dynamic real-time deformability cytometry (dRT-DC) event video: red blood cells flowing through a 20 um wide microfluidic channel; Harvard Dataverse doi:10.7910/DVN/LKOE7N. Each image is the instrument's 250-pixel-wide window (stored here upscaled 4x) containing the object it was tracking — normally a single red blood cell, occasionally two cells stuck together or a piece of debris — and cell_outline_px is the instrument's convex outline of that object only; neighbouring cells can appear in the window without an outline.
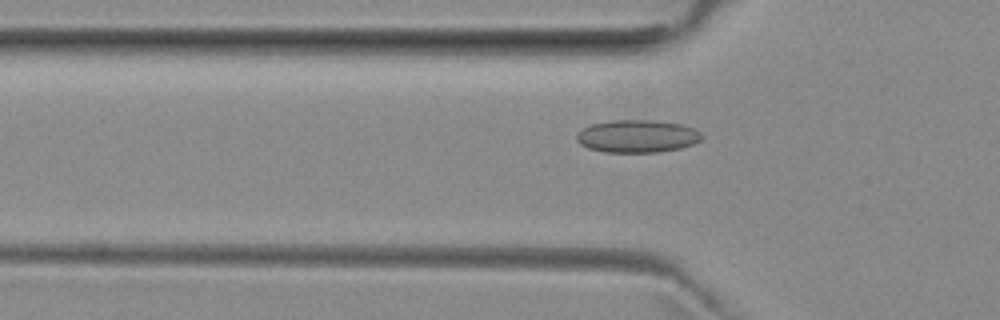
{"species": "common noctule bat (a hibernating species)", "species_latin": "Nyctalus noctula", "temperature_condition": "room temperature", "stored_images_in_passage": 52, "camera_frame_rate_fps": 3000, "um_per_image_px": 0.085, "animal": {"sex": "female", "body_mass_g": 29.2, "forearm_length_mm": 56.3}, "frame": {"image": 1, "passage_image": 17, "time_ms": 5.333, "image_size_px": [1000, 320], "cell_outline_px": [[704, 136], [700, 140], [692, 144], [680, 148], [656, 152], [604, 152], [588, 148], [580, 144], [576, 140], [576, 136], [584, 128], [592, 124], [612, 120], [652, 120], [680, 124], [696, 128]], "centroid_in_image_um": [54.18, 11.58], "position_along_channel_um": 71.6, "area_um2": 23.76}}
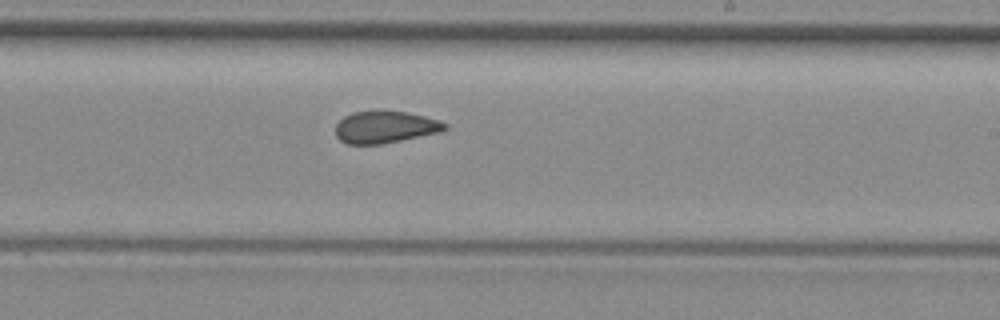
{"frame": {"image": 2, "passage_image": 31, "time_ms": 10.0, "image_size_px": [1000, 320], "cell_outline_px": [[448, 128], [440, 132], [380, 144], [348, 144], [340, 140], [336, 136], [336, 124], [344, 116], [352, 112], [404, 112], [424, 116], [440, 120], [448, 124]], "centroid_in_image_um": [32.74, 10.81], "position_along_channel_um": 256.3, "area_um2": 20.06}}
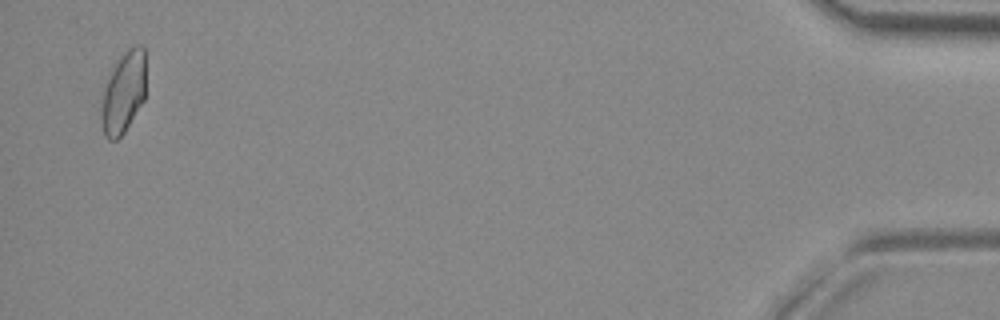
{"frame": {"image": 3, "passage_image": 51, "time_ms": 16.667, "image_size_px": [1000, 320], "cell_outline_px": [[144, 100], [124, 132], [116, 140], [108, 140], [104, 136], [100, 120], [100, 108], [104, 84], [112, 64], [132, 44], [140, 44], [144, 48]], "centroid_in_image_um": [10.44, 7.84], "position_along_channel_um": 424.8, "area_um2": 21.68}, "authors_computed_cell_mechanics": {"area_um2": 21.5016, "velocity_mm_per_s": 3.952, "shape_relaxation_time_tau1_ms": null, "shape_relaxation_time_tau2_ms": 1.6963, "deformation_change_tau1": null, "deformation_change_tau2": 0.0771}}